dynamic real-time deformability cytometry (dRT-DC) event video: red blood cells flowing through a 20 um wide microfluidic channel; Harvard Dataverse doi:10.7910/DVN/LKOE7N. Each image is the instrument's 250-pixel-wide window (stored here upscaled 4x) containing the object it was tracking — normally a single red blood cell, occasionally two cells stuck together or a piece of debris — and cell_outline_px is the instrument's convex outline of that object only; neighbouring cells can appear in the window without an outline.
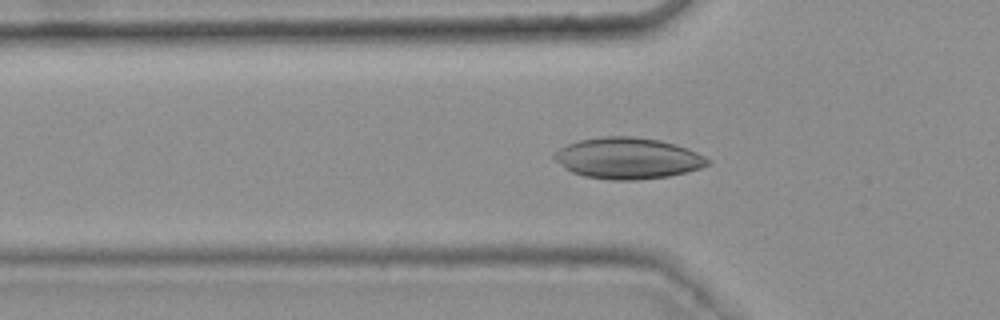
{"species": "common noctule bat (a hibernating species)", "species_latin": "Nyctalus noctula", "temperature_condition": "warm", "stored_images_in_passage": 31, "camera_frame_rate_fps": 3000, "um_per_image_px": 0.085, "animal": {"sex": "female", "body_mass_g": 25.1}, "frame": {"image": 1, "passage_image": 2, "time_ms": 0.333, "image_size_px": [1000, 320], "cell_outline_px": [[708, 164], [700, 168], [668, 176], [636, 180], [612, 180], [584, 176], [572, 172], [564, 168], [552, 156], [560, 148], [568, 144], [580, 140], [604, 136], [632, 136], [660, 140], [676, 144], [688, 148], [704, 156], [708, 160]], "centroid_in_image_um": [53.35, 13.44], "position_along_channel_um": 72.5, "area_um2": 36.59}}
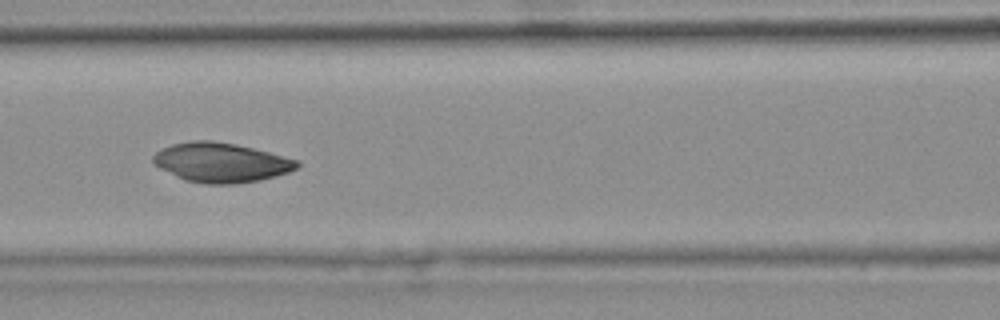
{"frame": {"image": 2, "passage_image": 8, "time_ms": 2.333, "image_size_px": [1000, 320], "cell_outline_px": [[300, 164], [296, 168], [288, 172], [260, 180], [236, 184], [204, 184], [184, 180], [160, 168], [152, 160], [152, 156], [156, 152], [172, 144], [192, 140], [212, 140], [236, 144], [300, 160]], "centroid_in_image_um": [18.79, 13.81], "position_along_channel_um": 147.8, "area_um2": 33.06}}
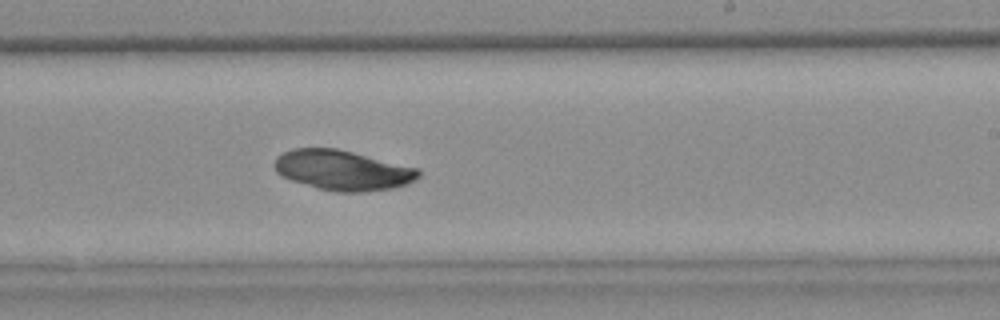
{"frame": {"image": 3, "passage_image": 17, "time_ms": 5.333, "image_size_px": [1000, 320], "cell_outline_px": [[420, 176], [416, 180], [408, 184], [392, 188], [364, 192], [336, 192], [316, 188], [292, 180], [276, 172], [272, 164], [276, 156], [292, 148], [336, 148], [420, 168]], "centroid_in_image_um": [29.13, 14.47], "position_along_channel_um": 259.9, "area_um2": 33.87}}